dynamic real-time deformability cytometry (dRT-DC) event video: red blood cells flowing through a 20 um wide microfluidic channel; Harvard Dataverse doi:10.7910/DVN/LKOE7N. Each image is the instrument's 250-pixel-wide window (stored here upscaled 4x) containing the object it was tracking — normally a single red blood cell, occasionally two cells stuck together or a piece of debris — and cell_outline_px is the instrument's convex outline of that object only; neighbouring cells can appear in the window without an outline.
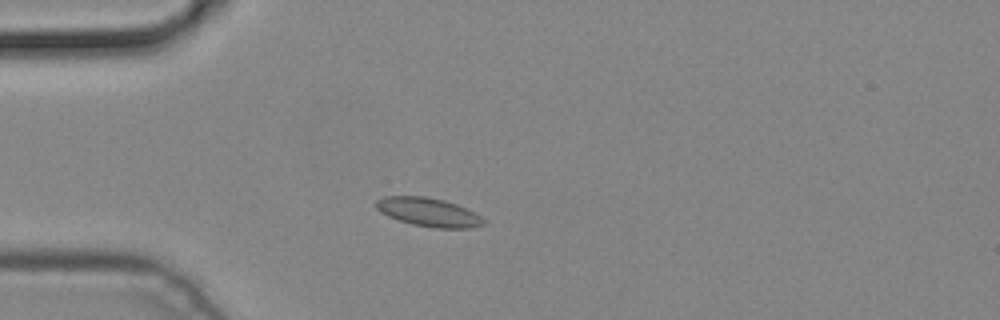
{"species": "common noctule bat (a hibernating species)", "species_latin": "Nyctalus noctula", "temperature_condition": "cold", "stored_images_in_passage": 3, "camera_frame_rate_fps": 3000, "um_per_image_px": 0.085, "animal": {"sex": "male", "body_mass_g": 19.2, "forearm_length_mm": 51.8}, "frame": {"image": 1, "passage_image": 2, "time_ms": 0.333, "image_size_px": [1000, 320], "cell_outline_px": [[488, 224], [472, 228], [436, 228], [412, 224], [388, 216], [380, 212], [376, 208], [376, 200], [384, 196], [424, 196], [444, 200], [456, 204], [476, 212], [488, 220]], "centroid_in_image_um": [36.5, 18.04], "position_along_channel_um": 48.5, "area_um2": 18.21}}